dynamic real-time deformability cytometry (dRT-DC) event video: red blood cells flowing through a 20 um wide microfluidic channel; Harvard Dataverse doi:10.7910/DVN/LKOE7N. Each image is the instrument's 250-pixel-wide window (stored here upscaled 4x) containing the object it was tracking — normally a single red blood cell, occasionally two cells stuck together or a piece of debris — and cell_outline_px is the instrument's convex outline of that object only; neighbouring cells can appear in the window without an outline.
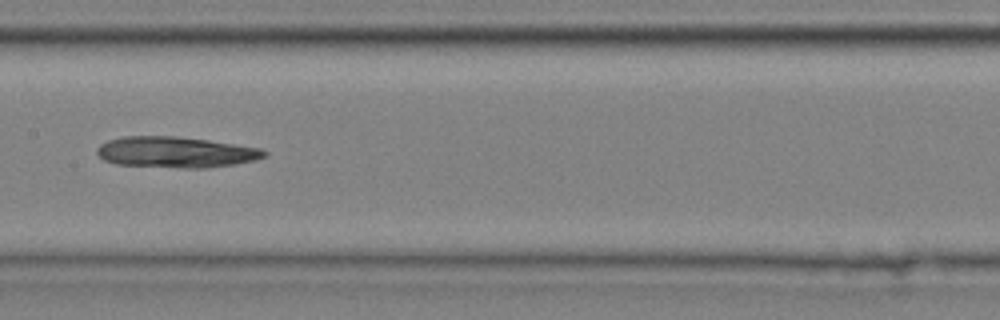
{"species": "common noctule bat (a hibernating species)", "species_latin": "Nyctalus noctula", "temperature_condition": "cold", "stored_images_in_passage": 12, "camera_frame_rate_fps": 3000, "um_per_image_px": 0.085, "animal": {"sex": "male", "body_mass_g": 20.4}, "frame": {"image": 1, "passage_image": 9, "time_ms": 2.667, "image_size_px": [1000, 320], "cell_outline_px": [[268, 156], [256, 160], [232, 164], [204, 168], [180, 168], [116, 164], [104, 160], [96, 152], [96, 148], [100, 144], [108, 140], [120, 136], [176, 136], [208, 140], [260, 148], [268, 152]], "centroid_in_image_um": [14.92, 12.93], "position_along_channel_um": 192.5, "area_um2": 30.23}}
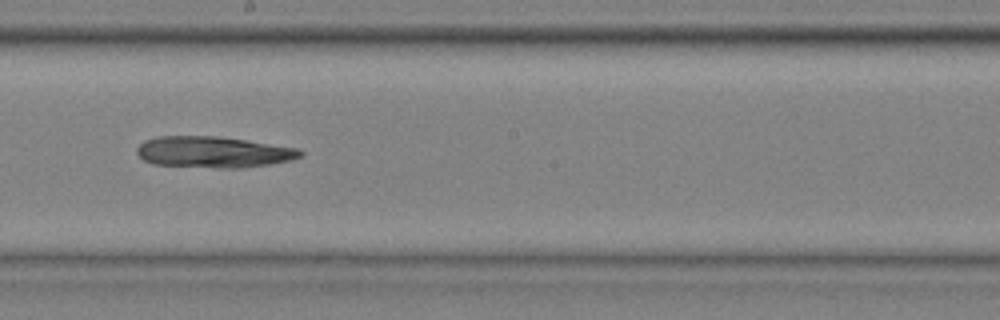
{"frame": {"image": 2, "passage_image": 10, "time_ms": 3.0, "image_size_px": [1000, 320], "cell_outline_px": [[304, 156], [292, 160], [244, 168], [224, 168], [152, 164], [144, 160], [136, 152], [136, 148], [144, 140], [156, 136], [216, 136], [244, 140], [296, 148], [304, 152]], "centroid_in_image_um": [18.12, 12.92], "position_along_channel_um": 230.1, "area_um2": 29.65}}
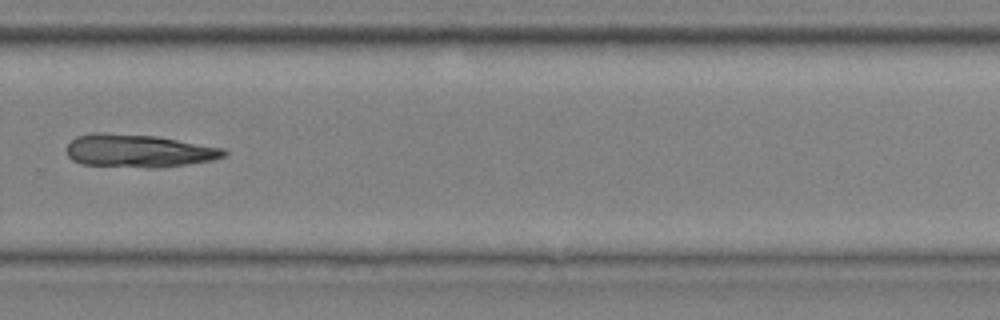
{"frame": {"image": 3, "passage_image": 12, "time_ms": 3.667, "image_size_px": [1000, 320], "cell_outline_px": [[228, 152], [224, 156], [212, 160], [188, 164], [156, 168], [148, 168], [80, 164], [72, 160], [68, 156], [68, 144], [76, 136], [92, 132], [104, 132], [156, 136], [224, 148]], "centroid_in_image_um": [11.76, 12.82], "position_along_channel_um": 318.0, "area_um2": 30.35}}